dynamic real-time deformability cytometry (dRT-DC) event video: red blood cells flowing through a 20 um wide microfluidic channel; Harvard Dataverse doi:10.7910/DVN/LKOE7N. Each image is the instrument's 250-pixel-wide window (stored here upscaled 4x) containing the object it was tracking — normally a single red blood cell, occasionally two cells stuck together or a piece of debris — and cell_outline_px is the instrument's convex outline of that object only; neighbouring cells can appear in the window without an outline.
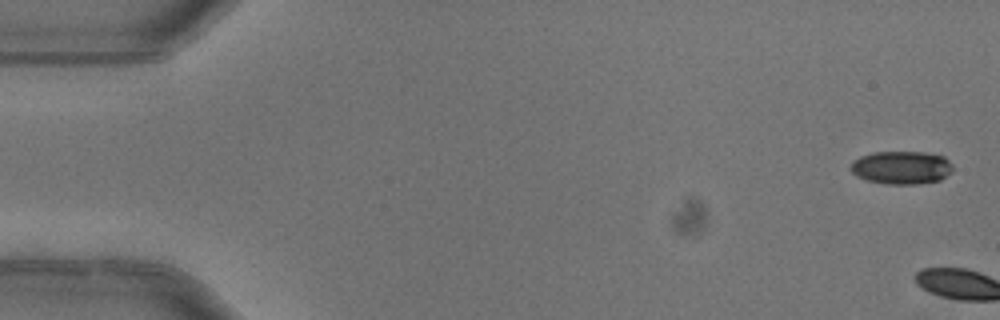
{"species": "common noctule bat (a hibernating species)", "species_latin": "Nyctalus noctula", "temperature_condition": "warm", "stored_images_in_passage": 7, "camera_frame_rate_fps": 3000, "um_per_image_px": 0.085, "animal": {"sex": "female"}, "frame": {"image": 1, "passage_image": 1, "time_ms": 0.0, "image_size_px": [1000, 320], "cell_outline_px": [[952, 172], [940, 180], [916, 184], [888, 184], [868, 180], [856, 176], [848, 168], [852, 160], [860, 156], [872, 152], [924, 152], [944, 156], [952, 164]], "centroid_in_image_um": [76.6, 14.23], "position_along_channel_um": 8.4, "area_um2": 19.88}}